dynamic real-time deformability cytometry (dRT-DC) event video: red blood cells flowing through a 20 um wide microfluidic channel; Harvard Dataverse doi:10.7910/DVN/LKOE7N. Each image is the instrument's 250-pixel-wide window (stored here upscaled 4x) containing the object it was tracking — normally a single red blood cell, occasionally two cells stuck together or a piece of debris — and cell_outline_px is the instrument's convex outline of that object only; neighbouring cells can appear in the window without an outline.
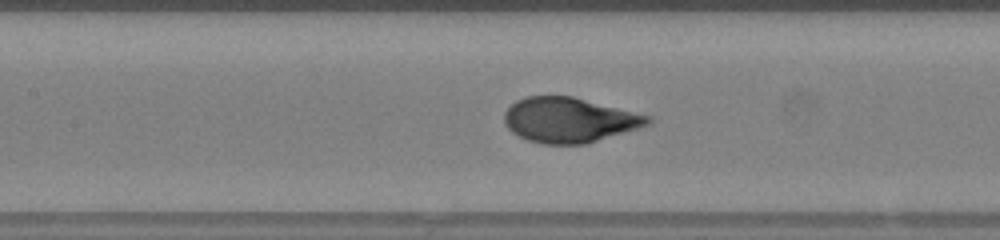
{"species": "human", "species_latin": "Homo sapiens", "temperature_condition": "warm", "stored_images_in_passage": 38, "camera_frame_rate_fps": 3000, "um_per_image_px": 0.085, "donor": {"sex": "female"}, "frame": {"image": 1, "passage_image": 17, "time_ms": 5.333, "image_size_px": [1000, 240], "cell_outline_px": [[652, 120], [648, 124], [588, 144], [544, 144], [528, 140], [512, 132], [504, 124], [504, 112], [516, 100], [524, 96], [572, 96], [652, 116]], "centroid_in_image_um": [48.36, 10.19], "position_along_channel_um": 159.0, "area_um2": 37.51}, "authors_computed_cell_mechanics": {"area_um2": 37.5411, "velocity_mm_per_s": 4.2161, "shape_relaxation_time_tau1_ms": 3.9641, "shape_relaxation_time_tau2_ms": null, "deformation_change_tau1": 0.2577, "deformation_change_tau2": null}}